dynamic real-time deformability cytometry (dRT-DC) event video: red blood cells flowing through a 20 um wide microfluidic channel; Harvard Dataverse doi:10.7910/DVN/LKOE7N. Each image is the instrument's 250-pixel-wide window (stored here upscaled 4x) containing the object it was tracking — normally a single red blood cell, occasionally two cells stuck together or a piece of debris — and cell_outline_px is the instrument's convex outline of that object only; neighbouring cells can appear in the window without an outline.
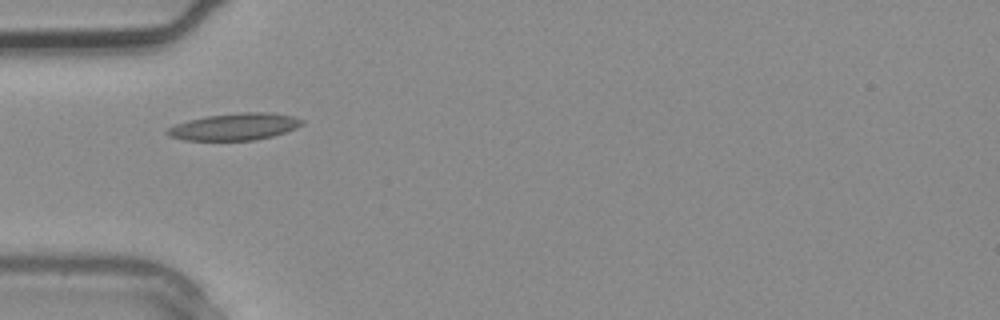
{"species": "common noctule bat (a hibernating species)", "species_latin": "Nyctalus noctula", "temperature_condition": "warm", "stored_images_in_passage": 1, "camera_frame_rate_fps": 3000, "um_per_image_px": 0.085, "animal": {"sex": "male", "body_mass_g": 20.4}, "frame": {"image": 1, "passage_image": 1, "time_ms": 0.0, "image_size_px": [1000, 320], "cell_outline_px": [[304, 124], [296, 128], [272, 136], [256, 140], [184, 140], [168, 136], [164, 132], [168, 128], [176, 124], [188, 120], [208, 116], [240, 112], [268, 112], [292, 116], [304, 120]], "centroid_in_image_um": [19.94, 10.77], "position_along_channel_um": 65.1, "area_um2": 21.1}}